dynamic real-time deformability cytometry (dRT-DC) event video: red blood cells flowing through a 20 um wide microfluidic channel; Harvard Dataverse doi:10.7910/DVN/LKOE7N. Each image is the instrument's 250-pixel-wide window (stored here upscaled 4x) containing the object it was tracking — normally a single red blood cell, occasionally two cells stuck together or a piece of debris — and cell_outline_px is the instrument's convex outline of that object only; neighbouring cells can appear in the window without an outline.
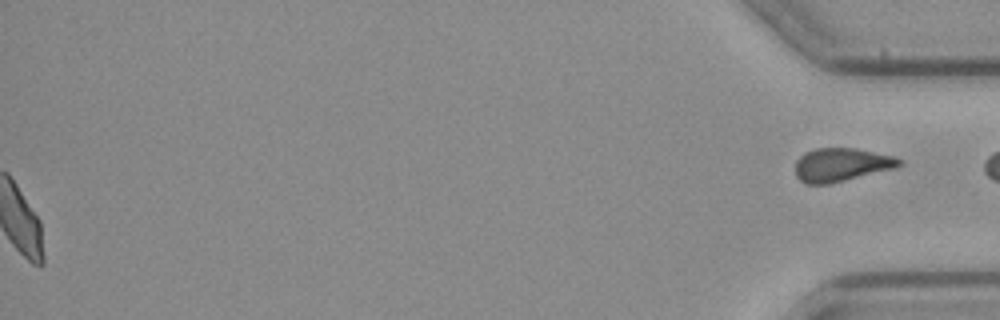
{"species": "common noctule bat (a hibernating species)", "species_latin": "Nyctalus noctula", "temperature_condition": "cold", "stored_images_in_passage": 53, "segment_of_instrument_passage": [2, 2], "camera_frame_rate_fps": 3000, "um_per_image_px": 0.085, "animal": {"sex": "female", "body_mass_g": 21.9}, "frame": {"image": 1, "passage_image": 53, "time_ms": 17.333, "image_size_px": [1000, 320], "cell_outline_px": [[904, 164], [896, 168], [828, 184], [804, 184], [796, 176], [796, 160], [804, 152], [816, 148], [856, 148], [896, 156], [904, 160]], "centroid_in_image_um": [71.55, 13.99], "position_along_channel_um": 363.6, "area_um2": 20.52}}